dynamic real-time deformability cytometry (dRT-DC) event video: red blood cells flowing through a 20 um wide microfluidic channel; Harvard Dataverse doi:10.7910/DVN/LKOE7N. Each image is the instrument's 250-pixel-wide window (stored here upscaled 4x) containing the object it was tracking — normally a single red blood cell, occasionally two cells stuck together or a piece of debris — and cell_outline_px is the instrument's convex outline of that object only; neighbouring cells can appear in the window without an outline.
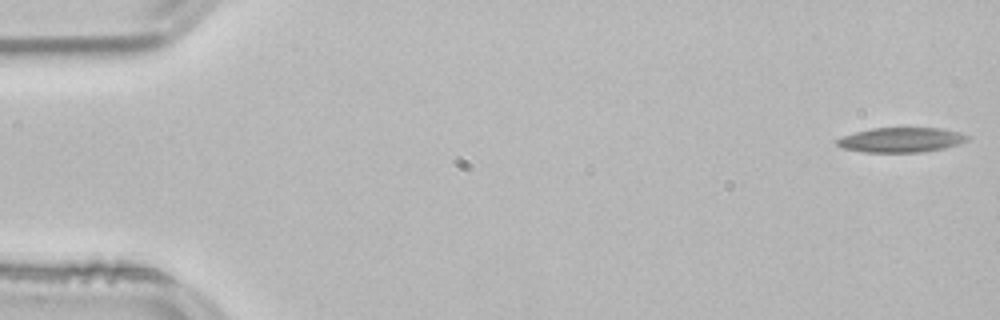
{"species": "common noctule bat (a hibernating species)", "species_latin": "Nyctalus noctula", "temperature_condition": "room temperature", "stored_images_in_passage": 54, "camera_frame_rate_fps": 3000, "um_per_image_px": 0.085, "animal": {"sex": "male", "body_mass_g": 21.5, "forearm_length_mm": 52.0}, "frame": {"image": 1, "passage_image": 1, "time_ms": 0.0, "image_size_px": [1000, 320], "cell_outline_px": [[968, 140], [960, 144], [944, 148], [920, 152], [864, 152], [840, 148], [836, 144], [836, 140], [840, 136], [872, 128], [940, 128], [960, 132], [968, 136]], "centroid_in_image_um": [76.56, 11.89], "position_along_channel_um": 8.4, "area_um2": 18.9}}
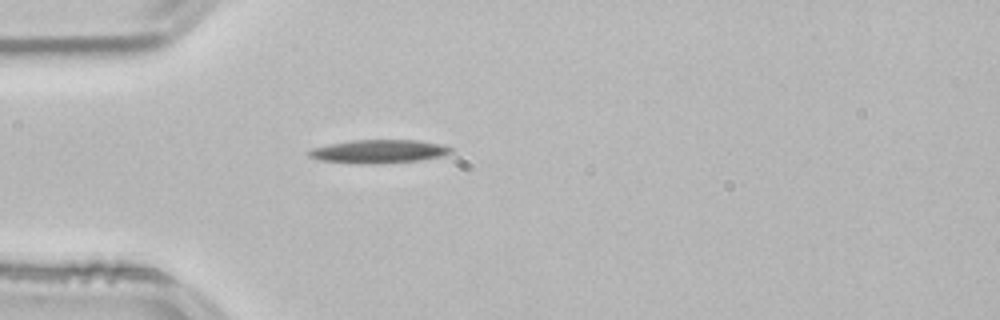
{"frame": {"image": 2, "passage_image": 15, "time_ms": 4.667, "image_size_px": [1000, 320], "cell_outline_px": [[452, 152], [444, 156], [420, 160], [376, 164], [360, 164], [320, 160], [308, 156], [308, 152], [312, 148], [352, 140], [416, 140], [440, 144], [452, 148]], "centroid_in_image_um": [32.22, 12.88], "position_along_channel_um": 52.8, "area_um2": 19.31}}
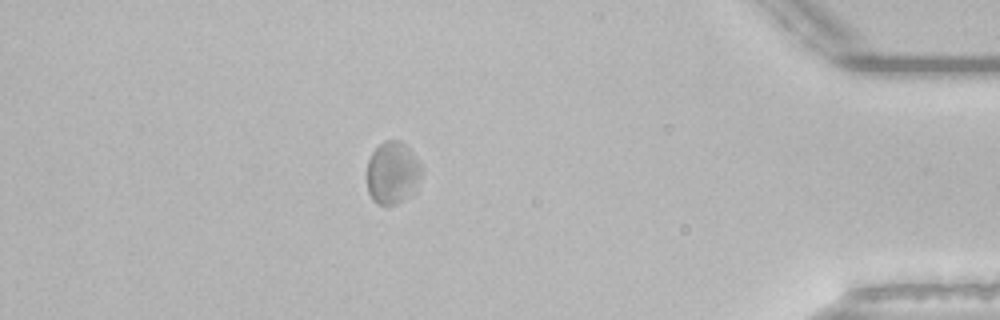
{"frame": {"image": 3, "passage_image": 47, "time_ms": 15.333, "image_size_px": [1000, 320], "cell_outline_px": [[424, 172], [416, 192], [412, 196], [388, 208], [376, 204], [372, 200], [368, 192], [368, 160], [372, 152], [384, 140], [400, 140], [412, 152], [420, 164]], "centroid_in_image_um": [33.4, 14.76], "position_along_channel_um": 401.8, "area_um2": 20.52}}